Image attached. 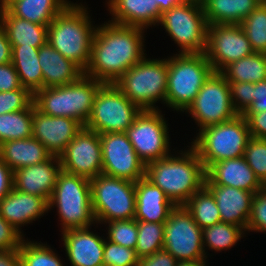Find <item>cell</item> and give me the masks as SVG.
Returning a JSON list of instances; mask_svg holds the SVG:
<instances>
[{
  "instance_id": "1",
  "label": "cell",
  "mask_w": 266,
  "mask_h": 266,
  "mask_svg": "<svg viewBox=\"0 0 266 266\" xmlns=\"http://www.w3.org/2000/svg\"><path fill=\"white\" fill-rule=\"evenodd\" d=\"M146 29L109 20L97 25L84 74L104 84L116 82L147 54ZM145 33V34H144Z\"/></svg>"
},
{
  "instance_id": "2",
  "label": "cell",
  "mask_w": 266,
  "mask_h": 266,
  "mask_svg": "<svg viewBox=\"0 0 266 266\" xmlns=\"http://www.w3.org/2000/svg\"><path fill=\"white\" fill-rule=\"evenodd\" d=\"M183 149L145 165V178L175 206H183L205 185V168L197 151L191 145Z\"/></svg>"
},
{
  "instance_id": "3",
  "label": "cell",
  "mask_w": 266,
  "mask_h": 266,
  "mask_svg": "<svg viewBox=\"0 0 266 266\" xmlns=\"http://www.w3.org/2000/svg\"><path fill=\"white\" fill-rule=\"evenodd\" d=\"M86 2L72 1L48 25L47 42L83 71L89 64L97 24ZM85 5V6H84ZM89 9V10H88ZM95 24V25H94Z\"/></svg>"
},
{
  "instance_id": "4",
  "label": "cell",
  "mask_w": 266,
  "mask_h": 266,
  "mask_svg": "<svg viewBox=\"0 0 266 266\" xmlns=\"http://www.w3.org/2000/svg\"><path fill=\"white\" fill-rule=\"evenodd\" d=\"M103 84L83 74L73 83L42 88L34 94L33 102L46 115L72 118L85 126L95 96Z\"/></svg>"
},
{
  "instance_id": "5",
  "label": "cell",
  "mask_w": 266,
  "mask_h": 266,
  "mask_svg": "<svg viewBox=\"0 0 266 266\" xmlns=\"http://www.w3.org/2000/svg\"><path fill=\"white\" fill-rule=\"evenodd\" d=\"M165 106L183 113L214 72L204 53L169 55Z\"/></svg>"
},
{
  "instance_id": "6",
  "label": "cell",
  "mask_w": 266,
  "mask_h": 266,
  "mask_svg": "<svg viewBox=\"0 0 266 266\" xmlns=\"http://www.w3.org/2000/svg\"><path fill=\"white\" fill-rule=\"evenodd\" d=\"M48 208L49 211L56 208L60 232L91 226H95L94 229L99 227L92 210L90 179L83 176L62 170L57 177Z\"/></svg>"
},
{
  "instance_id": "7",
  "label": "cell",
  "mask_w": 266,
  "mask_h": 266,
  "mask_svg": "<svg viewBox=\"0 0 266 266\" xmlns=\"http://www.w3.org/2000/svg\"><path fill=\"white\" fill-rule=\"evenodd\" d=\"M128 69L113 84L141 110H160L156 103L165 106L168 61L167 57L147 58Z\"/></svg>"
},
{
  "instance_id": "8",
  "label": "cell",
  "mask_w": 266,
  "mask_h": 266,
  "mask_svg": "<svg viewBox=\"0 0 266 266\" xmlns=\"http://www.w3.org/2000/svg\"><path fill=\"white\" fill-rule=\"evenodd\" d=\"M250 137L246 118L238 114L232 120L196 131L193 141L188 143L197 151L206 170L213 163L243 157Z\"/></svg>"
},
{
  "instance_id": "9",
  "label": "cell",
  "mask_w": 266,
  "mask_h": 266,
  "mask_svg": "<svg viewBox=\"0 0 266 266\" xmlns=\"http://www.w3.org/2000/svg\"><path fill=\"white\" fill-rule=\"evenodd\" d=\"M208 22L200 0H188L161 13V26L176 44L179 54L204 53L207 47Z\"/></svg>"
},
{
  "instance_id": "10",
  "label": "cell",
  "mask_w": 266,
  "mask_h": 266,
  "mask_svg": "<svg viewBox=\"0 0 266 266\" xmlns=\"http://www.w3.org/2000/svg\"><path fill=\"white\" fill-rule=\"evenodd\" d=\"M92 210L97 225L135 217V182L99 174L90 179Z\"/></svg>"
},
{
  "instance_id": "11",
  "label": "cell",
  "mask_w": 266,
  "mask_h": 266,
  "mask_svg": "<svg viewBox=\"0 0 266 266\" xmlns=\"http://www.w3.org/2000/svg\"><path fill=\"white\" fill-rule=\"evenodd\" d=\"M141 111L113 83L103 84L84 127L99 135L125 133Z\"/></svg>"
},
{
  "instance_id": "12",
  "label": "cell",
  "mask_w": 266,
  "mask_h": 266,
  "mask_svg": "<svg viewBox=\"0 0 266 266\" xmlns=\"http://www.w3.org/2000/svg\"><path fill=\"white\" fill-rule=\"evenodd\" d=\"M168 126L162 110H142L126 130L128 140L145 165L165 158L175 150L171 148Z\"/></svg>"
},
{
  "instance_id": "13",
  "label": "cell",
  "mask_w": 266,
  "mask_h": 266,
  "mask_svg": "<svg viewBox=\"0 0 266 266\" xmlns=\"http://www.w3.org/2000/svg\"><path fill=\"white\" fill-rule=\"evenodd\" d=\"M191 115L199 129L226 122L235 118V111L228 81L220 72H213L205 81L194 101L184 111Z\"/></svg>"
},
{
  "instance_id": "14",
  "label": "cell",
  "mask_w": 266,
  "mask_h": 266,
  "mask_svg": "<svg viewBox=\"0 0 266 266\" xmlns=\"http://www.w3.org/2000/svg\"><path fill=\"white\" fill-rule=\"evenodd\" d=\"M163 249L178 261L209 260L203 248L202 229L184 206H176L164 223Z\"/></svg>"
},
{
  "instance_id": "15",
  "label": "cell",
  "mask_w": 266,
  "mask_h": 266,
  "mask_svg": "<svg viewBox=\"0 0 266 266\" xmlns=\"http://www.w3.org/2000/svg\"><path fill=\"white\" fill-rule=\"evenodd\" d=\"M253 52L240 24L208 25L207 47L204 54L214 72H221L227 65Z\"/></svg>"
},
{
  "instance_id": "16",
  "label": "cell",
  "mask_w": 266,
  "mask_h": 266,
  "mask_svg": "<svg viewBox=\"0 0 266 266\" xmlns=\"http://www.w3.org/2000/svg\"><path fill=\"white\" fill-rule=\"evenodd\" d=\"M102 174L137 182L145 177V164L138 158L126 133L100 134Z\"/></svg>"
},
{
  "instance_id": "17",
  "label": "cell",
  "mask_w": 266,
  "mask_h": 266,
  "mask_svg": "<svg viewBox=\"0 0 266 266\" xmlns=\"http://www.w3.org/2000/svg\"><path fill=\"white\" fill-rule=\"evenodd\" d=\"M62 170L88 179L102 174L100 135L83 127L59 156Z\"/></svg>"
},
{
  "instance_id": "18",
  "label": "cell",
  "mask_w": 266,
  "mask_h": 266,
  "mask_svg": "<svg viewBox=\"0 0 266 266\" xmlns=\"http://www.w3.org/2000/svg\"><path fill=\"white\" fill-rule=\"evenodd\" d=\"M83 127L72 118L46 115L33 102L32 137L39 140L52 156L59 157Z\"/></svg>"
},
{
  "instance_id": "19",
  "label": "cell",
  "mask_w": 266,
  "mask_h": 266,
  "mask_svg": "<svg viewBox=\"0 0 266 266\" xmlns=\"http://www.w3.org/2000/svg\"><path fill=\"white\" fill-rule=\"evenodd\" d=\"M92 227L61 232L62 246L71 266H104L103 252L106 237L103 234L100 236V233L95 232Z\"/></svg>"
},
{
  "instance_id": "20",
  "label": "cell",
  "mask_w": 266,
  "mask_h": 266,
  "mask_svg": "<svg viewBox=\"0 0 266 266\" xmlns=\"http://www.w3.org/2000/svg\"><path fill=\"white\" fill-rule=\"evenodd\" d=\"M61 171L60 158L51 156L39 164L14 170L13 188L23 193L42 197L49 203Z\"/></svg>"
},
{
  "instance_id": "21",
  "label": "cell",
  "mask_w": 266,
  "mask_h": 266,
  "mask_svg": "<svg viewBox=\"0 0 266 266\" xmlns=\"http://www.w3.org/2000/svg\"><path fill=\"white\" fill-rule=\"evenodd\" d=\"M49 212L48 202L37 195L12 189L0 200V215L24 237L21 227L28 226Z\"/></svg>"
},
{
  "instance_id": "22",
  "label": "cell",
  "mask_w": 266,
  "mask_h": 266,
  "mask_svg": "<svg viewBox=\"0 0 266 266\" xmlns=\"http://www.w3.org/2000/svg\"><path fill=\"white\" fill-rule=\"evenodd\" d=\"M205 176V184L230 186L253 193L264 186L244 157L213 163L205 170Z\"/></svg>"
},
{
  "instance_id": "23",
  "label": "cell",
  "mask_w": 266,
  "mask_h": 266,
  "mask_svg": "<svg viewBox=\"0 0 266 266\" xmlns=\"http://www.w3.org/2000/svg\"><path fill=\"white\" fill-rule=\"evenodd\" d=\"M205 186L214 196L221 222L234 224L246 230L254 193L230 186L216 184H205Z\"/></svg>"
},
{
  "instance_id": "24",
  "label": "cell",
  "mask_w": 266,
  "mask_h": 266,
  "mask_svg": "<svg viewBox=\"0 0 266 266\" xmlns=\"http://www.w3.org/2000/svg\"><path fill=\"white\" fill-rule=\"evenodd\" d=\"M112 23L137 26L144 29L156 27L161 12L155 0H106Z\"/></svg>"
},
{
  "instance_id": "25",
  "label": "cell",
  "mask_w": 266,
  "mask_h": 266,
  "mask_svg": "<svg viewBox=\"0 0 266 266\" xmlns=\"http://www.w3.org/2000/svg\"><path fill=\"white\" fill-rule=\"evenodd\" d=\"M136 220L165 223L171 211L176 207L165 193L145 177L135 182Z\"/></svg>"
},
{
  "instance_id": "26",
  "label": "cell",
  "mask_w": 266,
  "mask_h": 266,
  "mask_svg": "<svg viewBox=\"0 0 266 266\" xmlns=\"http://www.w3.org/2000/svg\"><path fill=\"white\" fill-rule=\"evenodd\" d=\"M38 57L43 72V88L73 83L84 74L77 64L66 59L48 42L39 47Z\"/></svg>"
},
{
  "instance_id": "27",
  "label": "cell",
  "mask_w": 266,
  "mask_h": 266,
  "mask_svg": "<svg viewBox=\"0 0 266 266\" xmlns=\"http://www.w3.org/2000/svg\"><path fill=\"white\" fill-rule=\"evenodd\" d=\"M52 155L36 138L17 139L0 144V158L12 169L39 164L48 160Z\"/></svg>"
},
{
  "instance_id": "28",
  "label": "cell",
  "mask_w": 266,
  "mask_h": 266,
  "mask_svg": "<svg viewBox=\"0 0 266 266\" xmlns=\"http://www.w3.org/2000/svg\"><path fill=\"white\" fill-rule=\"evenodd\" d=\"M0 24L12 47H40L47 43L48 25L15 17L7 9L0 11Z\"/></svg>"
},
{
  "instance_id": "29",
  "label": "cell",
  "mask_w": 266,
  "mask_h": 266,
  "mask_svg": "<svg viewBox=\"0 0 266 266\" xmlns=\"http://www.w3.org/2000/svg\"><path fill=\"white\" fill-rule=\"evenodd\" d=\"M206 21L214 24H241L263 0H200Z\"/></svg>"
},
{
  "instance_id": "30",
  "label": "cell",
  "mask_w": 266,
  "mask_h": 266,
  "mask_svg": "<svg viewBox=\"0 0 266 266\" xmlns=\"http://www.w3.org/2000/svg\"><path fill=\"white\" fill-rule=\"evenodd\" d=\"M39 47H12L11 63L20 84L33 95L43 88V72L39 64Z\"/></svg>"
},
{
  "instance_id": "31",
  "label": "cell",
  "mask_w": 266,
  "mask_h": 266,
  "mask_svg": "<svg viewBox=\"0 0 266 266\" xmlns=\"http://www.w3.org/2000/svg\"><path fill=\"white\" fill-rule=\"evenodd\" d=\"M71 2V0H16L7 10L15 17L38 25H49Z\"/></svg>"
},
{
  "instance_id": "32",
  "label": "cell",
  "mask_w": 266,
  "mask_h": 266,
  "mask_svg": "<svg viewBox=\"0 0 266 266\" xmlns=\"http://www.w3.org/2000/svg\"><path fill=\"white\" fill-rule=\"evenodd\" d=\"M220 73L228 82L257 83L266 80V53L253 52L227 65Z\"/></svg>"
},
{
  "instance_id": "33",
  "label": "cell",
  "mask_w": 266,
  "mask_h": 266,
  "mask_svg": "<svg viewBox=\"0 0 266 266\" xmlns=\"http://www.w3.org/2000/svg\"><path fill=\"white\" fill-rule=\"evenodd\" d=\"M246 230L234 224L220 222L202 229L203 248L206 257L209 258L208 250L214 253L229 251L236 246L241 239L247 237ZM207 250V251H206Z\"/></svg>"
},
{
  "instance_id": "34",
  "label": "cell",
  "mask_w": 266,
  "mask_h": 266,
  "mask_svg": "<svg viewBox=\"0 0 266 266\" xmlns=\"http://www.w3.org/2000/svg\"><path fill=\"white\" fill-rule=\"evenodd\" d=\"M183 206L201 229L221 222L214 196L205 185L194 193Z\"/></svg>"
},
{
  "instance_id": "35",
  "label": "cell",
  "mask_w": 266,
  "mask_h": 266,
  "mask_svg": "<svg viewBox=\"0 0 266 266\" xmlns=\"http://www.w3.org/2000/svg\"><path fill=\"white\" fill-rule=\"evenodd\" d=\"M33 103L24 110L0 115V144L32 137Z\"/></svg>"
},
{
  "instance_id": "36",
  "label": "cell",
  "mask_w": 266,
  "mask_h": 266,
  "mask_svg": "<svg viewBox=\"0 0 266 266\" xmlns=\"http://www.w3.org/2000/svg\"><path fill=\"white\" fill-rule=\"evenodd\" d=\"M25 238L20 247V266H65L61 256L46 242ZM64 263V264H63Z\"/></svg>"
},
{
  "instance_id": "37",
  "label": "cell",
  "mask_w": 266,
  "mask_h": 266,
  "mask_svg": "<svg viewBox=\"0 0 266 266\" xmlns=\"http://www.w3.org/2000/svg\"><path fill=\"white\" fill-rule=\"evenodd\" d=\"M137 230L135 251L139 259L163 249L164 223L137 220Z\"/></svg>"
},
{
  "instance_id": "38",
  "label": "cell",
  "mask_w": 266,
  "mask_h": 266,
  "mask_svg": "<svg viewBox=\"0 0 266 266\" xmlns=\"http://www.w3.org/2000/svg\"><path fill=\"white\" fill-rule=\"evenodd\" d=\"M254 52L266 53V1H262L242 22Z\"/></svg>"
},
{
  "instance_id": "39",
  "label": "cell",
  "mask_w": 266,
  "mask_h": 266,
  "mask_svg": "<svg viewBox=\"0 0 266 266\" xmlns=\"http://www.w3.org/2000/svg\"><path fill=\"white\" fill-rule=\"evenodd\" d=\"M104 227L106 228V239L117 243L118 245L135 250L137 245V220H114L105 222Z\"/></svg>"
},
{
  "instance_id": "40",
  "label": "cell",
  "mask_w": 266,
  "mask_h": 266,
  "mask_svg": "<svg viewBox=\"0 0 266 266\" xmlns=\"http://www.w3.org/2000/svg\"><path fill=\"white\" fill-rule=\"evenodd\" d=\"M259 181L266 182V139L250 137L243 156Z\"/></svg>"
},
{
  "instance_id": "41",
  "label": "cell",
  "mask_w": 266,
  "mask_h": 266,
  "mask_svg": "<svg viewBox=\"0 0 266 266\" xmlns=\"http://www.w3.org/2000/svg\"><path fill=\"white\" fill-rule=\"evenodd\" d=\"M139 258L136 251L105 238L103 265L104 266H138Z\"/></svg>"
},
{
  "instance_id": "42",
  "label": "cell",
  "mask_w": 266,
  "mask_h": 266,
  "mask_svg": "<svg viewBox=\"0 0 266 266\" xmlns=\"http://www.w3.org/2000/svg\"><path fill=\"white\" fill-rule=\"evenodd\" d=\"M33 101L34 95L23 87L0 92V115L27 109Z\"/></svg>"
},
{
  "instance_id": "43",
  "label": "cell",
  "mask_w": 266,
  "mask_h": 266,
  "mask_svg": "<svg viewBox=\"0 0 266 266\" xmlns=\"http://www.w3.org/2000/svg\"><path fill=\"white\" fill-rule=\"evenodd\" d=\"M247 232L266 234V187L264 186L254 193Z\"/></svg>"
},
{
  "instance_id": "44",
  "label": "cell",
  "mask_w": 266,
  "mask_h": 266,
  "mask_svg": "<svg viewBox=\"0 0 266 266\" xmlns=\"http://www.w3.org/2000/svg\"><path fill=\"white\" fill-rule=\"evenodd\" d=\"M231 101L235 111L242 115L252 104L253 83L228 82Z\"/></svg>"
},
{
  "instance_id": "45",
  "label": "cell",
  "mask_w": 266,
  "mask_h": 266,
  "mask_svg": "<svg viewBox=\"0 0 266 266\" xmlns=\"http://www.w3.org/2000/svg\"><path fill=\"white\" fill-rule=\"evenodd\" d=\"M25 237L0 215V251L18 249Z\"/></svg>"
},
{
  "instance_id": "46",
  "label": "cell",
  "mask_w": 266,
  "mask_h": 266,
  "mask_svg": "<svg viewBox=\"0 0 266 266\" xmlns=\"http://www.w3.org/2000/svg\"><path fill=\"white\" fill-rule=\"evenodd\" d=\"M263 111H266V80L253 83L252 104L242 116L247 119L252 113Z\"/></svg>"
},
{
  "instance_id": "47",
  "label": "cell",
  "mask_w": 266,
  "mask_h": 266,
  "mask_svg": "<svg viewBox=\"0 0 266 266\" xmlns=\"http://www.w3.org/2000/svg\"><path fill=\"white\" fill-rule=\"evenodd\" d=\"M22 86L13 64H0V92L13 91Z\"/></svg>"
},
{
  "instance_id": "48",
  "label": "cell",
  "mask_w": 266,
  "mask_h": 266,
  "mask_svg": "<svg viewBox=\"0 0 266 266\" xmlns=\"http://www.w3.org/2000/svg\"><path fill=\"white\" fill-rule=\"evenodd\" d=\"M178 260L166 250L162 249L139 259L138 266H177Z\"/></svg>"
},
{
  "instance_id": "49",
  "label": "cell",
  "mask_w": 266,
  "mask_h": 266,
  "mask_svg": "<svg viewBox=\"0 0 266 266\" xmlns=\"http://www.w3.org/2000/svg\"><path fill=\"white\" fill-rule=\"evenodd\" d=\"M246 120L251 137L266 139V111L252 113Z\"/></svg>"
},
{
  "instance_id": "50",
  "label": "cell",
  "mask_w": 266,
  "mask_h": 266,
  "mask_svg": "<svg viewBox=\"0 0 266 266\" xmlns=\"http://www.w3.org/2000/svg\"><path fill=\"white\" fill-rule=\"evenodd\" d=\"M13 189V171L0 158V200Z\"/></svg>"
},
{
  "instance_id": "51",
  "label": "cell",
  "mask_w": 266,
  "mask_h": 266,
  "mask_svg": "<svg viewBox=\"0 0 266 266\" xmlns=\"http://www.w3.org/2000/svg\"><path fill=\"white\" fill-rule=\"evenodd\" d=\"M12 46L7 38V34L0 24V64L11 62Z\"/></svg>"
},
{
  "instance_id": "52",
  "label": "cell",
  "mask_w": 266,
  "mask_h": 266,
  "mask_svg": "<svg viewBox=\"0 0 266 266\" xmlns=\"http://www.w3.org/2000/svg\"><path fill=\"white\" fill-rule=\"evenodd\" d=\"M0 266H20L19 250L0 251Z\"/></svg>"
},
{
  "instance_id": "53",
  "label": "cell",
  "mask_w": 266,
  "mask_h": 266,
  "mask_svg": "<svg viewBox=\"0 0 266 266\" xmlns=\"http://www.w3.org/2000/svg\"><path fill=\"white\" fill-rule=\"evenodd\" d=\"M160 12L170 10L173 6L185 3L188 0H155Z\"/></svg>"
},
{
  "instance_id": "54",
  "label": "cell",
  "mask_w": 266,
  "mask_h": 266,
  "mask_svg": "<svg viewBox=\"0 0 266 266\" xmlns=\"http://www.w3.org/2000/svg\"><path fill=\"white\" fill-rule=\"evenodd\" d=\"M177 266H209L208 260L178 261Z\"/></svg>"
},
{
  "instance_id": "55",
  "label": "cell",
  "mask_w": 266,
  "mask_h": 266,
  "mask_svg": "<svg viewBox=\"0 0 266 266\" xmlns=\"http://www.w3.org/2000/svg\"><path fill=\"white\" fill-rule=\"evenodd\" d=\"M16 0H0V11L7 9Z\"/></svg>"
}]
</instances>
